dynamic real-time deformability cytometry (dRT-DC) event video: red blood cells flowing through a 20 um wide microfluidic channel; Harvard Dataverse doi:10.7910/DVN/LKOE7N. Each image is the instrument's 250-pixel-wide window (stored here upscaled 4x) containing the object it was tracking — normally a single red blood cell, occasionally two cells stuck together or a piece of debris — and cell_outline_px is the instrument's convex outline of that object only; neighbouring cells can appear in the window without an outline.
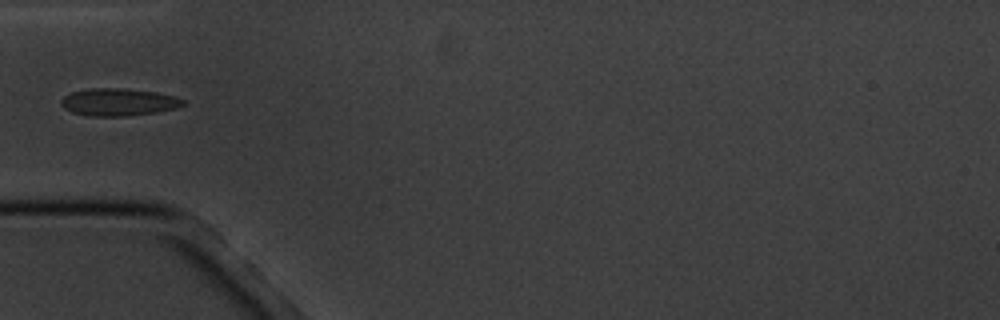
{"species": "common noctule bat (a hibernating species)", "species_latin": "Nyctalus noctula", "temperature_condition": "cold", "stored_images_in_passage": 4, "camera_frame_rate_fps": 3000, "um_per_image_px": 0.085, "animal": {"sex": "male", "body_mass_g": 20.1, "forearm_length_mm": 53.5}, "frame": {"image": 1, "passage_image": 4, "time_ms": 4.333, "image_size_px": [1000, 320], "cell_outline_px": [[184, 104], [176, 108], [156, 112], [124, 116], [88, 116], [72, 112], [64, 108], [60, 104], [60, 100], [64, 96], [72, 92], [88, 88], [124, 88], [156, 92], [172, 96], [184, 100]], "centroid_in_image_um": [10.02, 8.67], "position_along_channel_um": 75.0, "area_um2": 19.42}}